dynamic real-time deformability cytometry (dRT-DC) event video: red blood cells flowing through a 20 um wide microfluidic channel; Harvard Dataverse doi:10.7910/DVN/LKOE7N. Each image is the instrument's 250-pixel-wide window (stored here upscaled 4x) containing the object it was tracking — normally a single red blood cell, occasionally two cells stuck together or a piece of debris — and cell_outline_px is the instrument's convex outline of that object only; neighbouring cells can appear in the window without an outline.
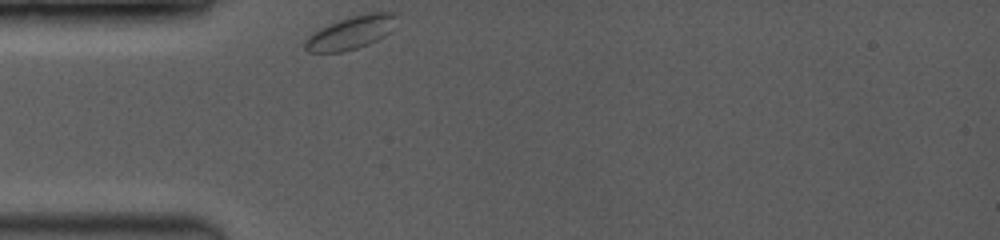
{"species": "common noctule bat (a hibernating species)", "species_latin": "Nyctalus noctula", "temperature_condition": "room temperature", "stored_images_in_passage": 30, "camera_frame_rate_fps": 3500, "um_per_image_px": 0.085, "animal": {"sex": "female", "body_mass_g": 19.0, "forearm_length_mm": 53.3}, "frame": {"image": 1, "passage_image": 1, "time_ms": 0.0, "image_size_px": [1000, 240], "cell_outline_px": [[396, 16], [388, 32], [384, 36], [368, 44], [344, 52], [308, 52], [304, 48], [304, 40], [312, 32], [328, 24], [364, 12], [392, 12]], "centroid_in_image_um": [29.75, 2.78], "position_along_channel_um": 55.3, "area_um2": 17.46}}
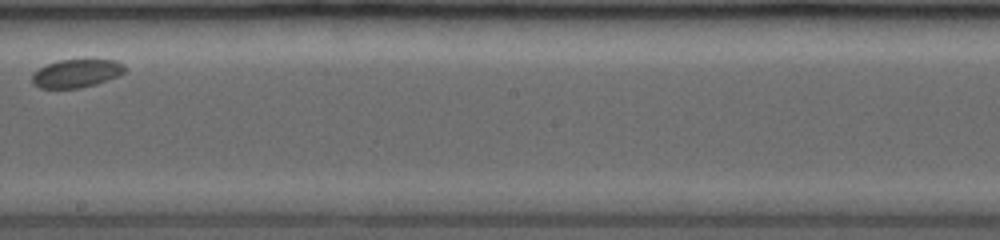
{"frame": {"image": 2, "passage_image": 18, "time_ms": 5.429, "image_size_px": [1000, 240], "cell_outline_px": [[128, 68], [120, 76], [96, 84], [80, 88], [40, 88], [32, 84], [32, 72], [48, 64], [60, 60], [116, 60], [124, 64]], "centroid_in_image_um": [6.53, 6.24], "position_along_channel_um": 241.7, "area_um2": 15.37}}
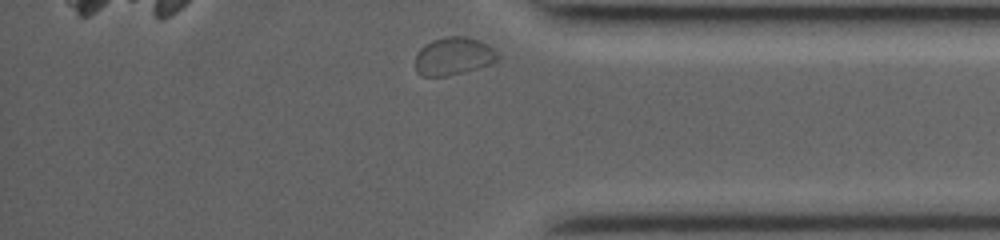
{"frame": {"image": 3, "passage_image": 30, "time_ms": 9.714, "image_size_px": [1000, 240], "cell_outline_px": [[496, 60], [492, 64], [464, 72], [448, 76], [424, 76], [416, 72], [416, 52], [424, 44], [432, 40], [444, 36], [464, 36], [488, 44], [496, 52]], "centroid_in_image_um": [38.51, 4.77], "position_along_channel_um": 396.7, "area_um2": 18.15}}